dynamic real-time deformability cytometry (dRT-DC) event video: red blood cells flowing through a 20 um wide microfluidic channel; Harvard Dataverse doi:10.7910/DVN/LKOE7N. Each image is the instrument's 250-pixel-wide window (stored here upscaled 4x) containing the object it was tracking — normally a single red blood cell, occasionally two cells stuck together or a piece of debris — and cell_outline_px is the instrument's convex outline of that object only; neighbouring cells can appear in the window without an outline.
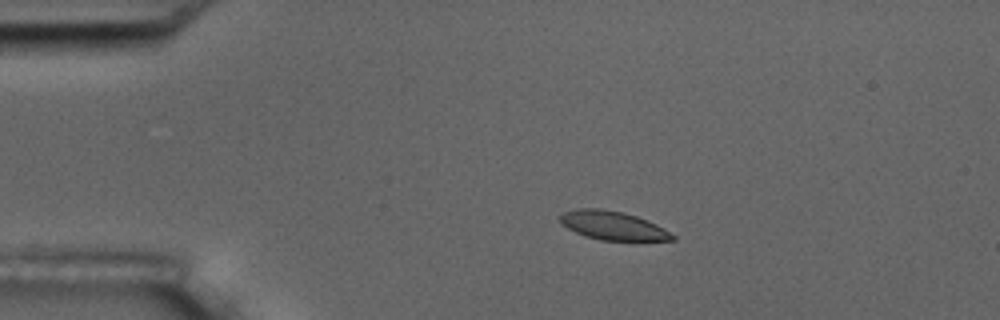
{"species": "common noctule bat (a hibernating species)", "species_latin": "Nyctalus noctula", "temperature_condition": "room temperature", "stored_images_in_passage": 16, "camera_frame_rate_fps": 3000, "um_per_image_px": 0.085, "animal": {"sex": "male", "body_mass_g": 17.5, "forearm_length_mm": 52.3}, "frame": {"image": 1, "passage_image": 3, "time_ms": 3.333, "image_size_px": [1000, 320], "cell_outline_px": [[676, 240], [600, 240], [584, 236], [568, 228], [560, 220], [560, 216], [564, 212], [580, 208], [596, 208], [620, 212], [636, 216], [656, 224], [676, 236]], "centroid_in_image_um": [52.1, 19.18], "position_along_channel_um": 32.9, "area_um2": 18.38}}
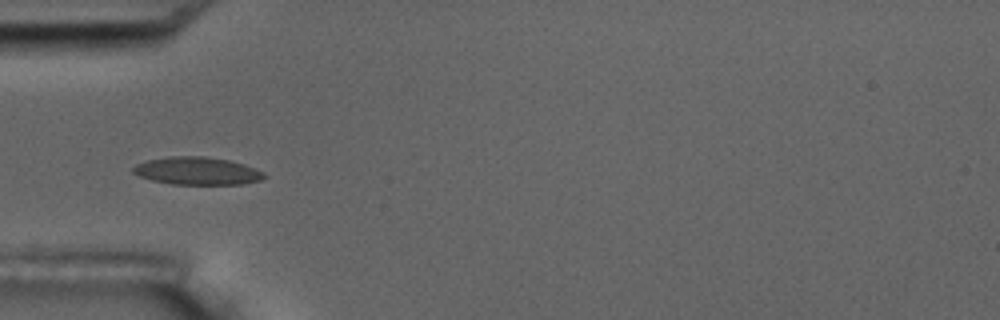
{"frame": {"image": 2, "passage_image": 5, "time_ms": 5.667, "image_size_px": [1000, 320], "cell_outline_px": [[268, 176], [260, 180], [240, 184], [172, 184], [152, 180], [140, 176], [132, 172], [132, 168], [136, 164], [148, 160], [168, 156], [204, 156], [228, 160], [244, 164], [264, 172]], "centroid_in_image_um": [16.76, 14.52], "position_along_channel_um": 68.2, "area_um2": 21.1}}
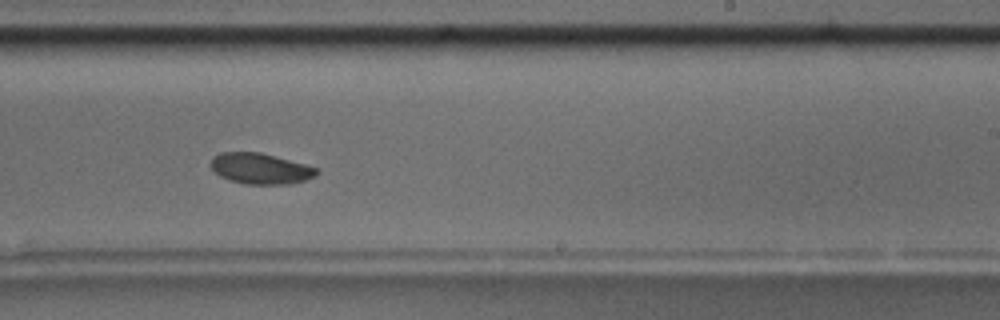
{"frame": {"image": 3, "passage_image": 10, "time_ms": 11.333, "image_size_px": [1000, 320], "cell_outline_px": [[320, 172], [304, 180], [288, 184], [244, 184], [220, 176], [208, 164], [212, 156], [220, 152], [260, 152], [320, 168]], "centroid_in_image_um": [22.11, 14.31], "position_along_channel_um": 266.9, "area_um2": 19.02}, "authors_computed_cell_mechanics": {"area_um2": 19.6231, "velocity_mm_per_s": 3.5205, "shape_relaxation_time_tau1_ms": 3.0707, "shape_relaxation_time_tau2_ms": null, "deformation_change_tau1": 0.1036, "deformation_change_tau2": null}}